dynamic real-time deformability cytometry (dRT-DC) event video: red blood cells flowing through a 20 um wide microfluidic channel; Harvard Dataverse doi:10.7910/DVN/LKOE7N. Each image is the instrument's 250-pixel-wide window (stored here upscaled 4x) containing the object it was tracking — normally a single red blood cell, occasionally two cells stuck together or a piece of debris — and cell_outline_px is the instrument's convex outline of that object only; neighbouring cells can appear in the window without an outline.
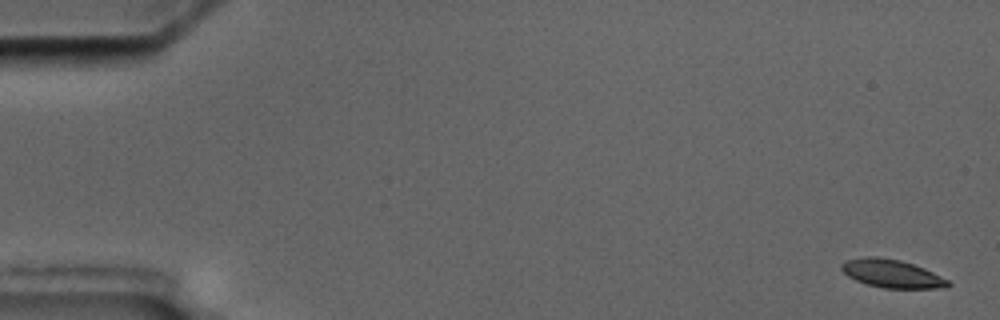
{"species": "common noctule bat (a hibernating species)", "species_latin": "Nyctalus noctula", "temperature_condition": "cold", "stored_images_in_passage": 6, "camera_frame_rate_fps": 3000, "um_per_image_px": 0.085, "animal": {"sex": "male", "body_mass_g": 17.5, "forearm_length_mm": 52.3}, "frame": {"image": 1, "passage_image": 1, "time_ms": 0.0, "image_size_px": [1000, 320], "cell_outline_px": [[952, 284], [948, 288], [884, 288], [868, 284], [856, 280], [848, 276], [840, 268], [840, 264], [844, 260], [864, 256], [876, 256], [900, 260], [924, 268], [948, 280]], "centroid_in_image_um": [75.79, 23.25], "position_along_channel_um": 9.2, "area_um2": 17.51}}
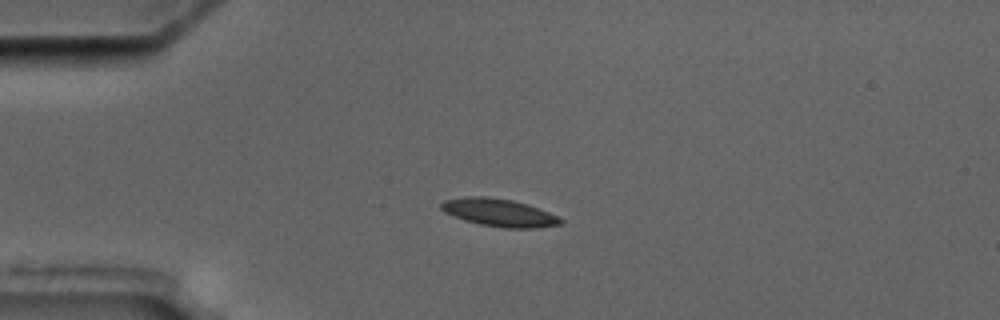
{"frame": {"image": 2, "passage_image": 4, "time_ms": 4.333, "image_size_px": [1000, 320], "cell_outline_px": [[564, 224], [532, 228], [504, 228], [480, 224], [464, 220], [444, 212], [440, 208], [440, 204], [444, 200], [464, 196], [488, 196], [512, 200], [528, 204], [548, 212], [564, 220]], "centroid_in_image_um": [42.41, 18.06], "position_along_channel_um": 42.6, "area_um2": 19.36}}
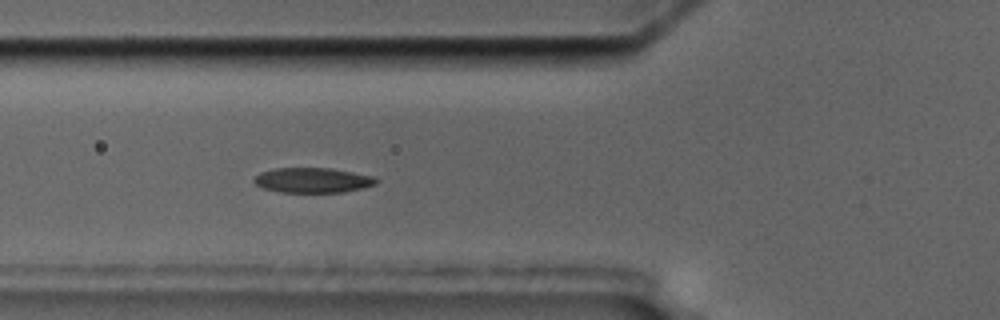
{"frame": {"image": 3, "passage_image": 6, "time_ms": 6.667, "image_size_px": [1000, 320], "cell_outline_px": [[380, 180], [376, 184], [364, 188], [344, 192], [280, 192], [264, 188], [256, 184], [252, 180], [260, 172], [276, 168], [328, 168], [352, 172], [372, 176]], "centroid_in_image_um": [26.59, 15.32], "position_along_channel_um": 99.2, "area_um2": 17.74}}